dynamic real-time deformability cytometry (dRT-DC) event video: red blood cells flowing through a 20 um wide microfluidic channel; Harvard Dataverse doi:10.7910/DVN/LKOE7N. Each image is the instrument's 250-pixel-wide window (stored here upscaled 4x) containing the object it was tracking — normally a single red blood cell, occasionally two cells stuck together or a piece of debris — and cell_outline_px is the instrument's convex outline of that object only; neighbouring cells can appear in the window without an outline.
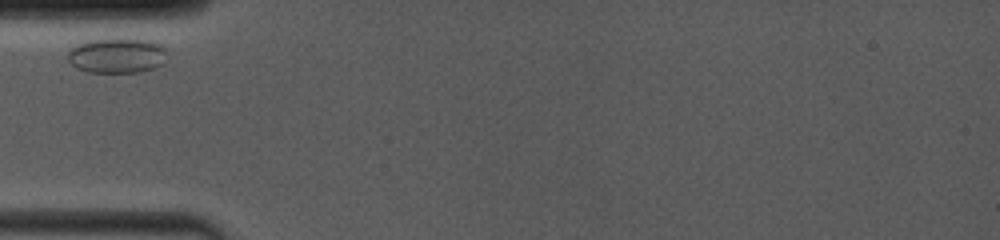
{"species": "common noctule bat (a hibernating species)", "species_latin": "Nyctalus noctula", "temperature_condition": "room temperature", "stored_images_in_passage": 7, "camera_frame_rate_fps": 4000, "um_per_image_px": 0.085, "animal": {"sex": "female", "body_mass_g": 19.0, "forearm_length_mm": 53.3}, "frame": {"image": 1, "passage_image": 1, "time_ms": 0.0, "image_size_px": [1000, 240], "cell_outline_px": [[164, 64], [156, 68], [140, 72], [88, 72], [76, 68], [68, 60], [68, 48], [84, 40], [152, 40], [164, 44]], "centroid_in_image_um": [9.93, 4.73], "position_along_channel_um": 75.1, "area_um2": 20.35}}
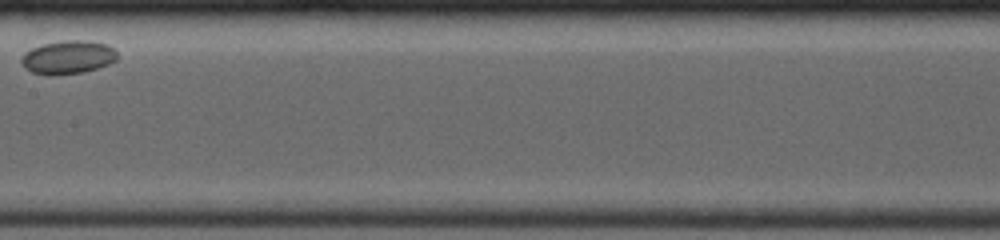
{"frame": {"image": 2, "passage_image": 4, "time_ms": 3.75, "image_size_px": [1000, 240], "cell_outline_px": [[116, 60], [108, 64], [84, 72], [48, 76], [32, 72], [24, 68], [20, 64], [20, 60], [24, 52], [32, 48], [44, 44], [68, 40], [88, 40], [108, 44], [116, 52]], "centroid_in_image_um": [5.74, 4.87], "position_along_channel_um": 201.7, "area_um2": 18.73}}
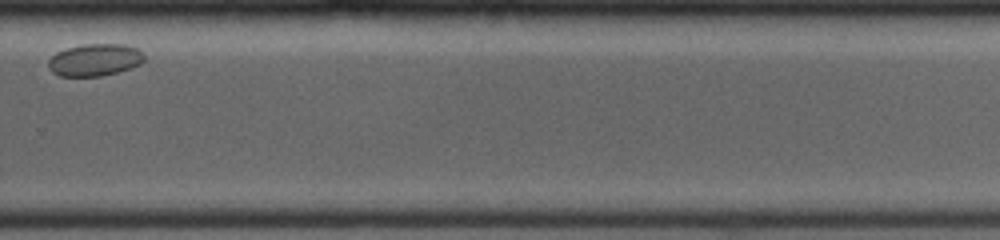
{"frame": {"image": 3, "passage_image": 7, "time_ms": 7.25, "image_size_px": [1000, 240], "cell_outline_px": [[144, 60], [140, 64], [116, 72], [100, 76], [60, 76], [52, 72], [48, 68], [48, 60], [56, 52], [68, 48], [84, 44], [124, 44], [136, 48], [144, 56]], "centroid_in_image_um": [8.02, 5.09], "position_along_channel_um": 321.8, "area_um2": 17.8}}